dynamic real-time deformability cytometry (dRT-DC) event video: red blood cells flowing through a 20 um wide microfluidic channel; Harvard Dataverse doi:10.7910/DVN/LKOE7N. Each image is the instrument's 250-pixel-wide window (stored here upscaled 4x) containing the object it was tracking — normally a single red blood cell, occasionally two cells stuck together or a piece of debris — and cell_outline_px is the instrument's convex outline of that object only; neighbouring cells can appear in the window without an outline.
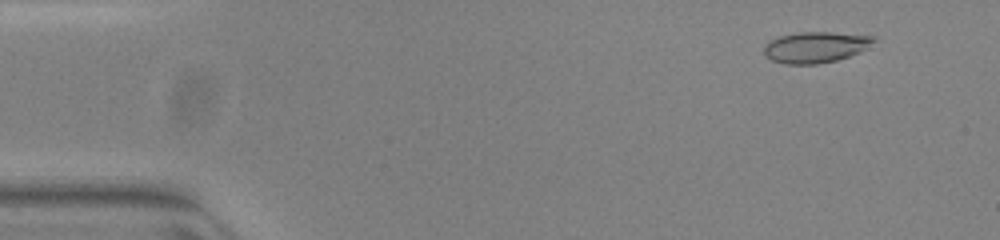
{"species": "common noctule bat (a hibernating species)", "species_latin": "Nyctalus noctula", "temperature_condition": "warm", "stored_images_in_passage": 52, "camera_frame_rate_fps": 3000, "um_per_image_px": 0.085, "animal": {"sex": "female", "body_mass_g": 23.0, "forearm_length_mm": 53.4}, "frame": {"image": 1, "passage_image": 5, "time_ms": 1.333, "image_size_px": [1000, 240], "cell_outline_px": [[880, 40], [848, 56], [836, 60], [816, 64], [784, 64], [772, 60], [764, 52], [764, 44], [780, 36], [796, 32], [832, 32], [876, 36]], "centroid_in_image_um": [69.34, 3.99], "position_along_channel_um": 15.7, "area_um2": 19.71}}
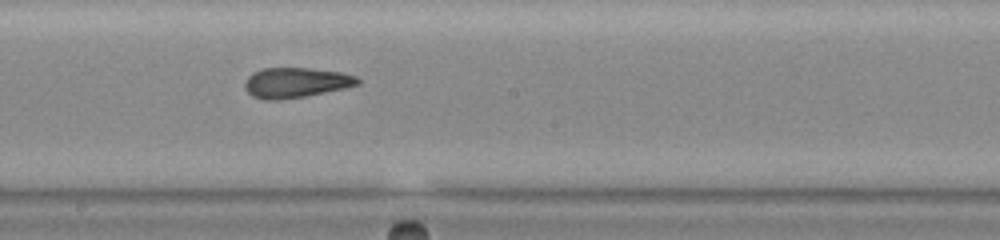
{"frame": {"image": 2, "passage_image": 29, "time_ms": 9.333, "image_size_px": [1000, 240], "cell_outline_px": [[360, 84], [344, 88], [304, 96], [276, 100], [268, 100], [252, 96], [244, 88], [244, 80], [252, 72], [264, 68], [308, 68], [340, 72], [356, 76], [360, 80]], "centroid_in_image_um": [25.11, 7.01], "position_along_channel_um": 223.1, "area_um2": 19.71}}
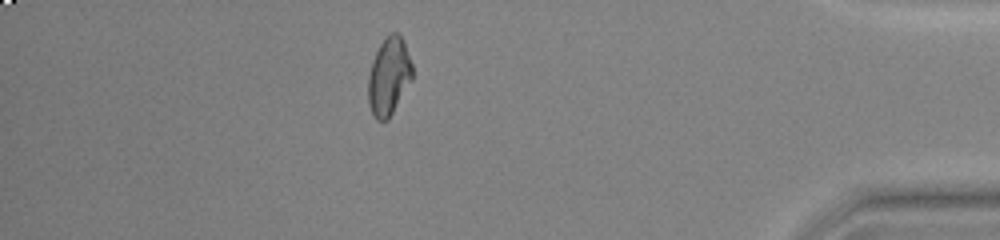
{"frame": {"image": 3, "passage_image": 46, "time_ms": 15.0, "image_size_px": [1000, 240], "cell_outline_px": [[412, 80], [388, 120], [376, 120], [368, 104], [368, 76], [372, 60], [380, 44], [392, 32], [396, 32], [404, 40], [412, 64]], "centroid_in_image_um": [33.05, 6.5], "position_along_channel_um": 402.1, "area_um2": 19.94}, "authors_computed_cell_mechanics": {"area_um2": 19.8254, "velocity_mm_per_s": 3.9488, "shape_relaxation_time_tau1_ms": null, "shape_relaxation_time_tau2_ms": 1.4223, "deformation_change_tau1": null, "deformation_change_tau2": 0.0929}}